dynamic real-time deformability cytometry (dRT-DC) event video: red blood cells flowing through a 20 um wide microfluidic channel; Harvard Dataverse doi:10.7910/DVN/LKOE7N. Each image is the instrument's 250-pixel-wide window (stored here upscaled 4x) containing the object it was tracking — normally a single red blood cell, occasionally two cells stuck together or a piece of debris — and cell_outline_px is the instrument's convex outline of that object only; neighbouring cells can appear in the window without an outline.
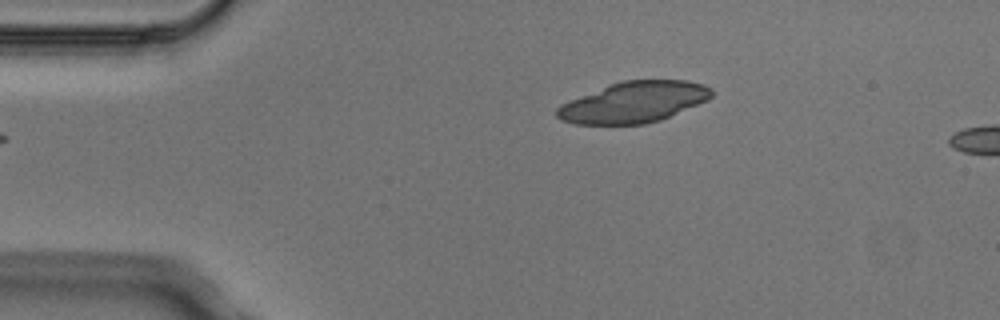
{"species": "Egyptian fruit bat (a non-hibernating species)", "species_latin": "Rousettus aegyptiacus", "temperature_condition": "cold", "stored_images_in_passage": 3, "camera_frame_rate_fps": 3000, "um_per_image_px": 0.085, "animal": {"sex": "male"}, "frame": {"image": 1, "passage_image": 3, "time_ms": 0.667, "image_size_px": [1000, 320], "cell_outline_px": [[712, 96], [708, 100], [660, 120], [644, 124], [576, 124], [560, 120], [556, 116], [556, 108], [560, 104], [620, 80], [688, 80], [704, 84], [712, 88]], "centroid_in_image_um": [53.88, 8.68], "position_along_channel_um": 31.1, "area_um2": 36.82}}